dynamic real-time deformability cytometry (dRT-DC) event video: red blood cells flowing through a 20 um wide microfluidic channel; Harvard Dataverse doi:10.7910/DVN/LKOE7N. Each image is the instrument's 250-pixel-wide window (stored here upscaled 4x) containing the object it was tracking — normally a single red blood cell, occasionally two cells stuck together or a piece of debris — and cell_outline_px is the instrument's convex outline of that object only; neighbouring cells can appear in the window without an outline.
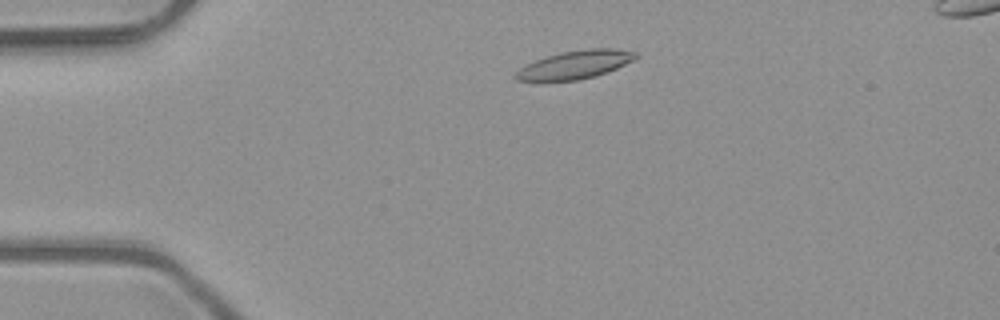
{"species": "common noctule bat (a hibernating species)", "species_latin": "Nyctalus noctula", "temperature_condition": "room temperature", "stored_images_in_passage": 4, "camera_frame_rate_fps": 3000, "um_per_image_px": 0.085, "animal": {"sex": "male", "body_mass_g": 23.1, "forearm_length_mm": 52.7}, "frame": {"image": 1, "passage_image": 2, "time_ms": 0.333, "image_size_px": [1000, 320], "cell_outline_px": [[640, 56], [608, 72], [596, 76], [580, 80], [544, 84], [536, 84], [516, 80], [512, 76], [524, 64], [560, 52], [588, 48], [616, 48], [636, 52]], "centroid_in_image_um": [48.77, 5.56], "position_along_channel_um": 36.2, "area_um2": 20.75}}